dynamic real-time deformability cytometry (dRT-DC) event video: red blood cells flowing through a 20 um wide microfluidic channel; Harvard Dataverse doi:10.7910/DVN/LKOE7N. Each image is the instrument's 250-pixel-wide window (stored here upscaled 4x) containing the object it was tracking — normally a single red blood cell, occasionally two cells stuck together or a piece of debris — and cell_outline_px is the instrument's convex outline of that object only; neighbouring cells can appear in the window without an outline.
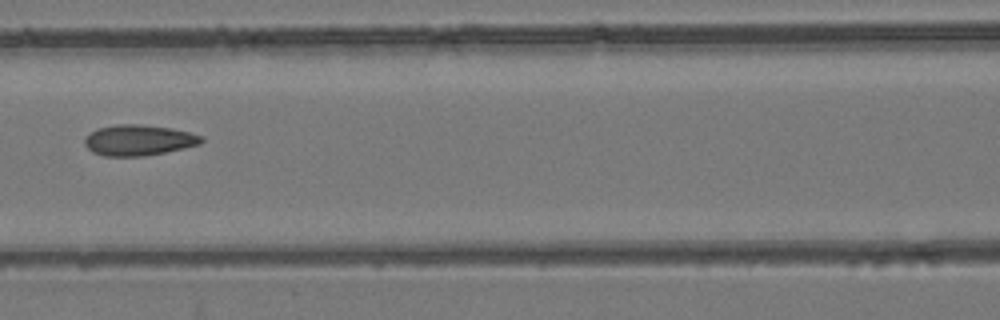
{"species": "common noctule bat (a hibernating species)", "species_latin": "Nyctalus noctula", "temperature_condition": "room temperature", "stored_images_in_passage": 4, "camera_frame_rate_fps": 3000, "um_per_image_px": 0.085, "animal": {"sex": "female", "body_mass_g": 24.6, "forearm_length_mm": 56.2}, "frame": {"image": 1, "passage_image": 3, "time_ms": 0.667, "image_size_px": [1000, 320], "cell_outline_px": [[204, 140], [200, 144], [164, 152], [144, 156], [104, 156], [92, 152], [84, 144], [84, 140], [96, 128], [116, 124], [140, 124], [172, 128], [204, 136]], "centroid_in_image_um": [11.78, 11.91], "position_along_channel_um": 154.8, "area_um2": 20.87}}
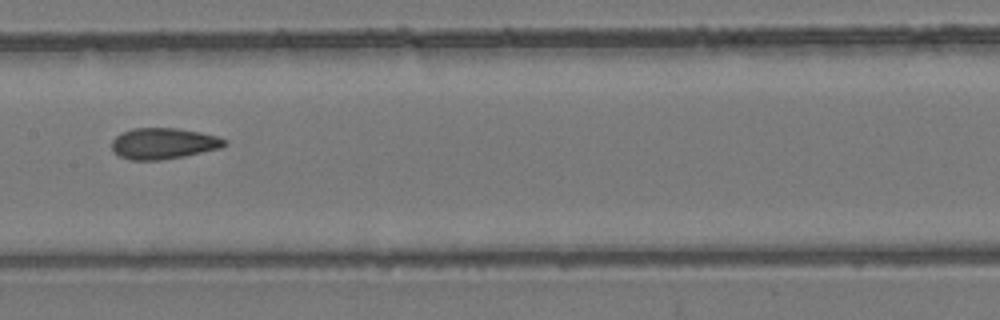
{"frame": {"image": 2, "passage_image": 4, "time_ms": 1.0, "image_size_px": [1000, 320], "cell_outline_px": [[228, 144], [220, 148], [184, 156], [160, 160], [132, 160], [120, 156], [112, 148], [112, 140], [120, 132], [132, 128], [176, 128], [200, 132], [216, 136], [228, 140]], "centroid_in_image_um": [13.9, 12.19], "position_along_channel_um": 193.5, "area_um2": 20.4}}